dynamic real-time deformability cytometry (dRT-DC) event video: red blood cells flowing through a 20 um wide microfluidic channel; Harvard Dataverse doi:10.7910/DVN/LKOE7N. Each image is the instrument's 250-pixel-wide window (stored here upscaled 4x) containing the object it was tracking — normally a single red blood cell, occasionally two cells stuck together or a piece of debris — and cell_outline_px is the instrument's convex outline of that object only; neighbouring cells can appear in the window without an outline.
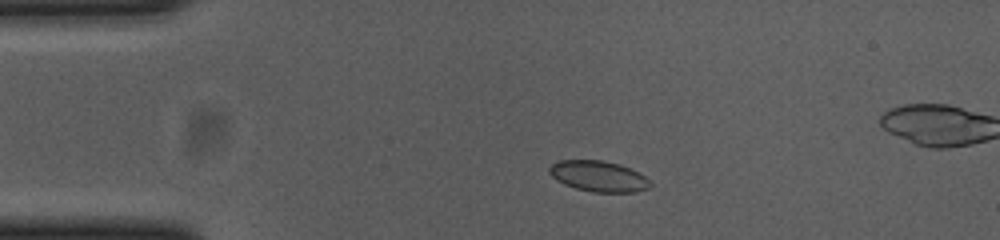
{"species": "common noctule bat (a hibernating species)", "species_latin": "Nyctalus noctula", "temperature_condition": "cold", "stored_images_in_passage": 19, "camera_frame_rate_fps": 3000, "um_per_image_px": 0.085, "animal": {"sex": "female", "body_mass_g": 23.0, "forearm_length_mm": 53.4}, "frame": {"image": 1, "passage_image": 1, "time_ms": 0.0, "image_size_px": [1000, 240], "cell_outline_px": [[652, 184], [648, 188], [636, 192], [592, 192], [576, 188], [564, 184], [556, 180], [548, 172], [548, 168], [552, 164], [560, 160], [604, 160], [620, 164], [644, 176]], "centroid_in_image_um": [50.84, 14.98], "position_along_channel_um": 34.2, "area_um2": 18.03}}
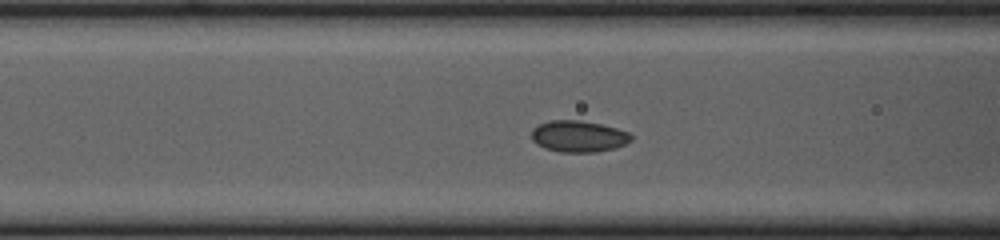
{"frame": {"image": 2, "passage_image": 11, "time_ms": 3.333, "image_size_px": [1000, 240], "cell_outline_px": [[632, 140], [616, 148], [596, 152], [560, 152], [544, 148], [536, 144], [532, 140], [532, 128], [540, 124], [552, 120], [580, 120], [600, 124], [616, 128], [628, 132], [632, 136]], "centroid_in_image_um": [49.17, 11.59], "position_along_channel_um": 117.4, "area_um2": 18.26}}
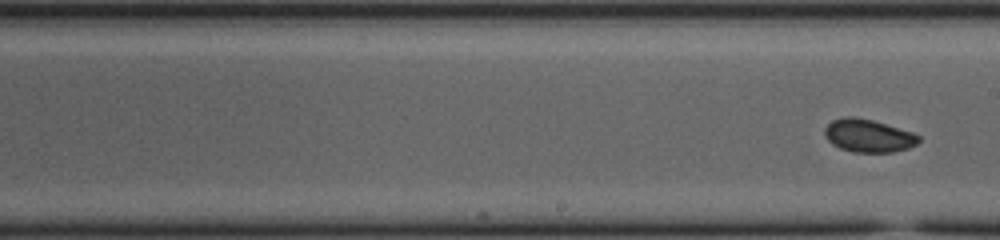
{"frame": {"image": 3, "passage_image": 19, "time_ms": 6.0, "image_size_px": [1000, 240], "cell_outline_px": [[920, 140], [916, 144], [908, 148], [892, 152], [852, 152], [840, 148], [832, 144], [824, 136], [824, 128], [832, 120], [844, 116], [852, 116], [872, 120], [912, 132], [920, 136]], "centroid_in_image_um": [73.78, 11.53], "position_along_channel_um": 215.2, "area_um2": 18.03}}